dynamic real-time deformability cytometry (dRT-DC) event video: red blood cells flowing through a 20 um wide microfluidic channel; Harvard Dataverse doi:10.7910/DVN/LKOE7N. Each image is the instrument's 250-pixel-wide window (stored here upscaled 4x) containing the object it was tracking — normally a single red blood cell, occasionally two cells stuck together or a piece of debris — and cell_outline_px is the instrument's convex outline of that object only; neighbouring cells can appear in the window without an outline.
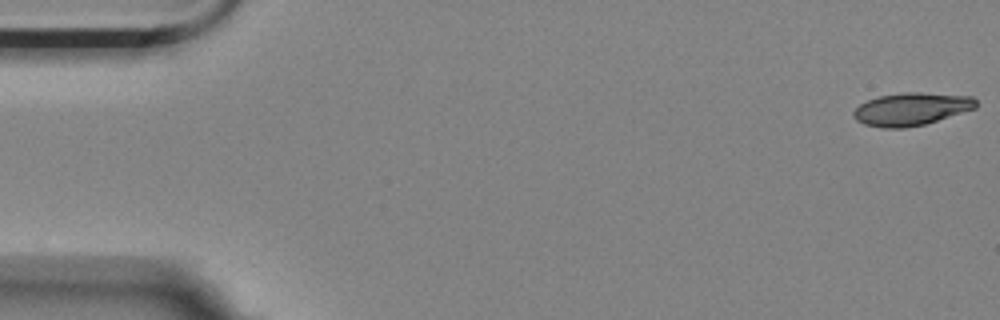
{"species": "Egyptian fruit bat (a non-hibernating species)", "species_latin": "Rousettus aegyptiacus", "temperature_condition": "room temperature", "stored_images_in_passage": 5, "camera_frame_rate_fps": 3000, "um_per_image_px": 0.085, "animal": {"sex": "female"}, "frame": {"image": 1, "passage_image": 1, "time_ms": 0.0, "image_size_px": [1000, 320], "cell_outline_px": [[976, 108], [924, 124], [904, 128], [880, 128], [864, 124], [856, 120], [852, 116], [852, 112], [860, 104], [868, 100], [880, 96], [900, 92], [920, 92], [972, 96], [976, 100]], "centroid_in_image_um": [77.43, 9.26], "position_along_channel_um": 7.6, "area_um2": 23.35}}
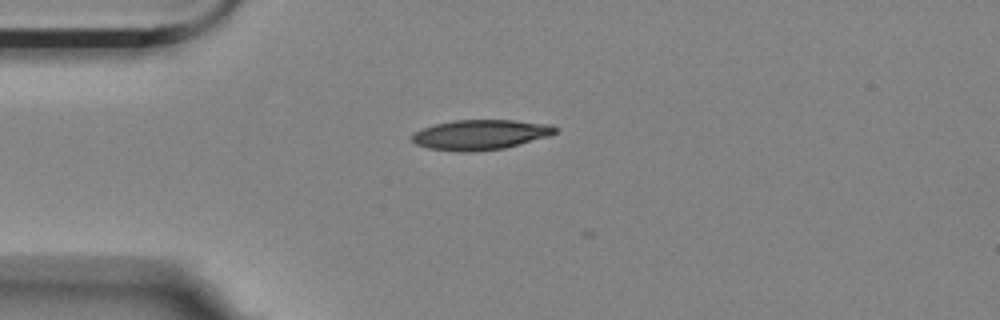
{"frame": {"image": 2, "passage_image": 4, "time_ms": 1.0, "image_size_px": [1000, 320], "cell_outline_px": [[556, 132], [548, 136], [520, 144], [504, 148], [472, 152], [460, 152], [428, 148], [416, 144], [412, 140], [412, 136], [420, 128], [436, 124], [456, 120], [512, 120], [552, 124], [556, 128]], "centroid_in_image_um": [40.83, 11.45], "position_along_channel_um": 44.2, "area_um2": 24.97}}